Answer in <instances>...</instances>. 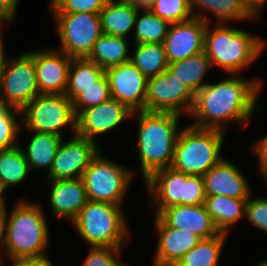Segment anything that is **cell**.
<instances>
[{"mask_svg": "<svg viewBox=\"0 0 267 266\" xmlns=\"http://www.w3.org/2000/svg\"><path fill=\"white\" fill-rule=\"evenodd\" d=\"M230 76L217 83L208 82L195 93L188 115L195 121L190 125L226 132L228 123L235 122L245 127L252 114L261 111L259 107L262 105H258L257 100L263 86L262 80L256 77L245 80L239 74Z\"/></svg>", "mask_w": 267, "mask_h": 266, "instance_id": "obj_1", "label": "cell"}, {"mask_svg": "<svg viewBox=\"0 0 267 266\" xmlns=\"http://www.w3.org/2000/svg\"><path fill=\"white\" fill-rule=\"evenodd\" d=\"M138 123L137 150L143 180L154 171L170 167L174 149L182 128L180 114L172 112H133L131 119Z\"/></svg>", "mask_w": 267, "mask_h": 266, "instance_id": "obj_2", "label": "cell"}, {"mask_svg": "<svg viewBox=\"0 0 267 266\" xmlns=\"http://www.w3.org/2000/svg\"><path fill=\"white\" fill-rule=\"evenodd\" d=\"M208 23L204 34V51L212 68L230 74H240L257 60L266 46L264 39L227 23Z\"/></svg>", "mask_w": 267, "mask_h": 266, "instance_id": "obj_3", "label": "cell"}, {"mask_svg": "<svg viewBox=\"0 0 267 266\" xmlns=\"http://www.w3.org/2000/svg\"><path fill=\"white\" fill-rule=\"evenodd\" d=\"M38 202L20 199L7 218L6 257L9 259H47L49 228Z\"/></svg>", "mask_w": 267, "mask_h": 266, "instance_id": "obj_4", "label": "cell"}, {"mask_svg": "<svg viewBox=\"0 0 267 266\" xmlns=\"http://www.w3.org/2000/svg\"><path fill=\"white\" fill-rule=\"evenodd\" d=\"M121 206L89 200L71 223L89 247L122 248L130 232Z\"/></svg>", "mask_w": 267, "mask_h": 266, "instance_id": "obj_5", "label": "cell"}, {"mask_svg": "<svg viewBox=\"0 0 267 266\" xmlns=\"http://www.w3.org/2000/svg\"><path fill=\"white\" fill-rule=\"evenodd\" d=\"M225 131L184 126L178 136L171 168L187 175L203 176L224 157Z\"/></svg>", "mask_w": 267, "mask_h": 266, "instance_id": "obj_6", "label": "cell"}, {"mask_svg": "<svg viewBox=\"0 0 267 266\" xmlns=\"http://www.w3.org/2000/svg\"><path fill=\"white\" fill-rule=\"evenodd\" d=\"M144 184L150 205L156 208L155 215L170 206L201 205L205 202L203 176L187 175L167 167L154 171Z\"/></svg>", "mask_w": 267, "mask_h": 266, "instance_id": "obj_7", "label": "cell"}, {"mask_svg": "<svg viewBox=\"0 0 267 266\" xmlns=\"http://www.w3.org/2000/svg\"><path fill=\"white\" fill-rule=\"evenodd\" d=\"M102 154L100 150L81 176L88 200L122 205L135 170Z\"/></svg>", "mask_w": 267, "mask_h": 266, "instance_id": "obj_8", "label": "cell"}, {"mask_svg": "<svg viewBox=\"0 0 267 266\" xmlns=\"http://www.w3.org/2000/svg\"><path fill=\"white\" fill-rule=\"evenodd\" d=\"M22 127L28 131L52 133L63 137L62 130L70 127L76 134L72 101L65 94H39L22 110Z\"/></svg>", "mask_w": 267, "mask_h": 266, "instance_id": "obj_9", "label": "cell"}, {"mask_svg": "<svg viewBox=\"0 0 267 266\" xmlns=\"http://www.w3.org/2000/svg\"><path fill=\"white\" fill-rule=\"evenodd\" d=\"M61 49L71 58H87L103 34L99 13H52Z\"/></svg>", "mask_w": 267, "mask_h": 266, "instance_id": "obj_10", "label": "cell"}, {"mask_svg": "<svg viewBox=\"0 0 267 266\" xmlns=\"http://www.w3.org/2000/svg\"><path fill=\"white\" fill-rule=\"evenodd\" d=\"M39 94L34 51L7 59L0 83V101L7 107L22 110Z\"/></svg>", "mask_w": 267, "mask_h": 266, "instance_id": "obj_11", "label": "cell"}, {"mask_svg": "<svg viewBox=\"0 0 267 266\" xmlns=\"http://www.w3.org/2000/svg\"><path fill=\"white\" fill-rule=\"evenodd\" d=\"M194 93L167 67L161 74L148 78L145 111L190 114Z\"/></svg>", "mask_w": 267, "mask_h": 266, "instance_id": "obj_12", "label": "cell"}, {"mask_svg": "<svg viewBox=\"0 0 267 266\" xmlns=\"http://www.w3.org/2000/svg\"><path fill=\"white\" fill-rule=\"evenodd\" d=\"M100 144L77 134L59 144L56 157L46 178L48 181L58 179H75L82 176L84 170L99 153Z\"/></svg>", "mask_w": 267, "mask_h": 266, "instance_id": "obj_13", "label": "cell"}, {"mask_svg": "<svg viewBox=\"0 0 267 266\" xmlns=\"http://www.w3.org/2000/svg\"><path fill=\"white\" fill-rule=\"evenodd\" d=\"M112 99L124 104L130 111H145L147 78L131 62L105 70Z\"/></svg>", "mask_w": 267, "mask_h": 266, "instance_id": "obj_14", "label": "cell"}, {"mask_svg": "<svg viewBox=\"0 0 267 266\" xmlns=\"http://www.w3.org/2000/svg\"><path fill=\"white\" fill-rule=\"evenodd\" d=\"M132 113L124 104L111 98L84 109L77 115L76 134L98 142L96 136L115 129L124 120L131 118Z\"/></svg>", "mask_w": 267, "mask_h": 266, "instance_id": "obj_15", "label": "cell"}, {"mask_svg": "<svg viewBox=\"0 0 267 266\" xmlns=\"http://www.w3.org/2000/svg\"><path fill=\"white\" fill-rule=\"evenodd\" d=\"M207 24L195 17L171 23L163 41L168 63L184 60L203 51Z\"/></svg>", "mask_w": 267, "mask_h": 266, "instance_id": "obj_16", "label": "cell"}, {"mask_svg": "<svg viewBox=\"0 0 267 266\" xmlns=\"http://www.w3.org/2000/svg\"><path fill=\"white\" fill-rule=\"evenodd\" d=\"M72 58L59 49L34 51L40 94H64Z\"/></svg>", "mask_w": 267, "mask_h": 266, "instance_id": "obj_17", "label": "cell"}, {"mask_svg": "<svg viewBox=\"0 0 267 266\" xmlns=\"http://www.w3.org/2000/svg\"><path fill=\"white\" fill-rule=\"evenodd\" d=\"M154 228L158 242L152 266H175L202 240L193 232L169 227L157 215H155Z\"/></svg>", "mask_w": 267, "mask_h": 266, "instance_id": "obj_18", "label": "cell"}, {"mask_svg": "<svg viewBox=\"0 0 267 266\" xmlns=\"http://www.w3.org/2000/svg\"><path fill=\"white\" fill-rule=\"evenodd\" d=\"M241 172L231 161L223 158L203 175L206 196L221 195L248 199L253 191Z\"/></svg>", "mask_w": 267, "mask_h": 266, "instance_id": "obj_19", "label": "cell"}, {"mask_svg": "<svg viewBox=\"0 0 267 266\" xmlns=\"http://www.w3.org/2000/svg\"><path fill=\"white\" fill-rule=\"evenodd\" d=\"M157 216L169 227L193 232L201 239H208L220 233L204 204L170 206Z\"/></svg>", "mask_w": 267, "mask_h": 266, "instance_id": "obj_20", "label": "cell"}, {"mask_svg": "<svg viewBox=\"0 0 267 266\" xmlns=\"http://www.w3.org/2000/svg\"><path fill=\"white\" fill-rule=\"evenodd\" d=\"M51 211L56 218H67L71 222L87 204L88 197L81 177L48 181Z\"/></svg>", "mask_w": 267, "mask_h": 266, "instance_id": "obj_21", "label": "cell"}, {"mask_svg": "<svg viewBox=\"0 0 267 266\" xmlns=\"http://www.w3.org/2000/svg\"><path fill=\"white\" fill-rule=\"evenodd\" d=\"M189 6L192 16L206 23L210 20L202 10L213 14L217 23L254 20L260 14L248 0H189ZM196 9L199 11H194Z\"/></svg>", "mask_w": 267, "mask_h": 266, "instance_id": "obj_22", "label": "cell"}, {"mask_svg": "<svg viewBox=\"0 0 267 266\" xmlns=\"http://www.w3.org/2000/svg\"><path fill=\"white\" fill-rule=\"evenodd\" d=\"M248 199L211 195L206 196L204 205L216 228L223 233H230L241 218H245Z\"/></svg>", "mask_w": 267, "mask_h": 266, "instance_id": "obj_23", "label": "cell"}, {"mask_svg": "<svg viewBox=\"0 0 267 266\" xmlns=\"http://www.w3.org/2000/svg\"><path fill=\"white\" fill-rule=\"evenodd\" d=\"M138 10L122 0H109L99 12L102 32L126 38L135 26Z\"/></svg>", "mask_w": 267, "mask_h": 266, "instance_id": "obj_24", "label": "cell"}, {"mask_svg": "<svg viewBox=\"0 0 267 266\" xmlns=\"http://www.w3.org/2000/svg\"><path fill=\"white\" fill-rule=\"evenodd\" d=\"M32 132V133H31ZM33 134L23 152L30 170H47L49 173L63 137L52 133L30 131ZM25 149V150H24Z\"/></svg>", "mask_w": 267, "mask_h": 266, "instance_id": "obj_25", "label": "cell"}, {"mask_svg": "<svg viewBox=\"0 0 267 266\" xmlns=\"http://www.w3.org/2000/svg\"><path fill=\"white\" fill-rule=\"evenodd\" d=\"M127 38L102 34L94 43L88 60L106 70L131 60Z\"/></svg>", "mask_w": 267, "mask_h": 266, "instance_id": "obj_26", "label": "cell"}, {"mask_svg": "<svg viewBox=\"0 0 267 266\" xmlns=\"http://www.w3.org/2000/svg\"><path fill=\"white\" fill-rule=\"evenodd\" d=\"M168 68L195 94L208 84L203 79L212 66L203 50L184 60L169 63Z\"/></svg>", "mask_w": 267, "mask_h": 266, "instance_id": "obj_27", "label": "cell"}, {"mask_svg": "<svg viewBox=\"0 0 267 266\" xmlns=\"http://www.w3.org/2000/svg\"><path fill=\"white\" fill-rule=\"evenodd\" d=\"M30 172L20 143L15 147L0 150V191L3 194L8 187L21 184Z\"/></svg>", "mask_w": 267, "mask_h": 266, "instance_id": "obj_28", "label": "cell"}, {"mask_svg": "<svg viewBox=\"0 0 267 266\" xmlns=\"http://www.w3.org/2000/svg\"><path fill=\"white\" fill-rule=\"evenodd\" d=\"M105 70L87 58H72L70 63L66 97L73 101L84 89L93 85Z\"/></svg>", "mask_w": 267, "mask_h": 266, "instance_id": "obj_29", "label": "cell"}, {"mask_svg": "<svg viewBox=\"0 0 267 266\" xmlns=\"http://www.w3.org/2000/svg\"><path fill=\"white\" fill-rule=\"evenodd\" d=\"M135 51L131 54V62L148 79L164 72L169 63L163 43H133Z\"/></svg>", "mask_w": 267, "mask_h": 266, "instance_id": "obj_30", "label": "cell"}, {"mask_svg": "<svg viewBox=\"0 0 267 266\" xmlns=\"http://www.w3.org/2000/svg\"><path fill=\"white\" fill-rule=\"evenodd\" d=\"M227 233L202 239L188 251L175 266H218Z\"/></svg>", "mask_w": 267, "mask_h": 266, "instance_id": "obj_31", "label": "cell"}, {"mask_svg": "<svg viewBox=\"0 0 267 266\" xmlns=\"http://www.w3.org/2000/svg\"><path fill=\"white\" fill-rule=\"evenodd\" d=\"M142 13V14H141ZM138 11L134 26V43H163L170 23L151 11Z\"/></svg>", "mask_w": 267, "mask_h": 266, "instance_id": "obj_32", "label": "cell"}, {"mask_svg": "<svg viewBox=\"0 0 267 266\" xmlns=\"http://www.w3.org/2000/svg\"><path fill=\"white\" fill-rule=\"evenodd\" d=\"M17 118L22 121V111L7 107L0 101V150L19 145L17 137L23 127L22 122L17 121Z\"/></svg>", "mask_w": 267, "mask_h": 266, "instance_id": "obj_33", "label": "cell"}, {"mask_svg": "<svg viewBox=\"0 0 267 266\" xmlns=\"http://www.w3.org/2000/svg\"><path fill=\"white\" fill-rule=\"evenodd\" d=\"M109 82L104 73L93 85L84 89L73 101V109L77 116L82 110L110 100Z\"/></svg>", "mask_w": 267, "mask_h": 266, "instance_id": "obj_34", "label": "cell"}, {"mask_svg": "<svg viewBox=\"0 0 267 266\" xmlns=\"http://www.w3.org/2000/svg\"><path fill=\"white\" fill-rule=\"evenodd\" d=\"M150 11L170 24L183 22L193 17L189 0H155Z\"/></svg>", "mask_w": 267, "mask_h": 266, "instance_id": "obj_35", "label": "cell"}, {"mask_svg": "<svg viewBox=\"0 0 267 266\" xmlns=\"http://www.w3.org/2000/svg\"><path fill=\"white\" fill-rule=\"evenodd\" d=\"M109 0H52V13H99Z\"/></svg>", "mask_w": 267, "mask_h": 266, "instance_id": "obj_36", "label": "cell"}, {"mask_svg": "<svg viewBox=\"0 0 267 266\" xmlns=\"http://www.w3.org/2000/svg\"><path fill=\"white\" fill-rule=\"evenodd\" d=\"M123 248L90 247L82 266H127L119 261Z\"/></svg>", "mask_w": 267, "mask_h": 266, "instance_id": "obj_37", "label": "cell"}, {"mask_svg": "<svg viewBox=\"0 0 267 266\" xmlns=\"http://www.w3.org/2000/svg\"><path fill=\"white\" fill-rule=\"evenodd\" d=\"M245 218L257 229L267 234V197H252L246 202Z\"/></svg>", "mask_w": 267, "mask_h": 266, "instance_id": "obj_38", "label": "cell"}, {"mask_svg": "<svg viewBox=\"0 0 267 266\" xmlns=\"http://www.w3.org/2000/svg\"><path fill=\"white\" fill-rule=\"evenodd\" d=\"M20 0H0V27L15 20ZM3 25V26H2Z\"/></svg>", "mask_w": 267, "mask_h": 266, "instance_id": "obj_39", "label": "cell"}, {"mask_svg": "<svg viewBox=\"0 0 267 266\" xmlns=\"http://www.w3.org/2000/svg\"><path fill=\"white\" fill-rule=\"evenodd\" d=\"M6 198L0 203V266L4 263V258L1 257L3 247L6 243V234H7V207H6ZM2 248V249H1Z\"/></svg>", "mask_w": 267, "mask_h": 266, "instance_id": "obj_40", "label": "cell"}, {"mask_svg": "<svg viewBox=\"0 0 267 266\" xmlns=\"http://www.w3.org/2000/svg\"><path fill=\"white\" fill-rule=\"evenodd\" d=\"M251 150L256 154L257 158H258V165H259V169L267 164V135L259 138L258 141H256Z\"/></svg>", "mask_w": 267, "mask_h": 266, "instance_id": "obj_41", "label": "cell"}, {"mask_svg": "<svg viewBox=\"0 0 267 266\" xmlns=\"http://www.w3.org/2000/svg\"><path fill=\"white\" fill-rule=\"evenodd\" d=\"M12 266H51L53 262L47 259H9Z\"/></svg>", "mask_w": 267, "mask_h": 266, "instance_id": "obj_42", "label": "cell"}, {"mask_svg": "<svg viewBox=\"0 0 267 266\" xmlns=\"http://www.w3.org/2000/svg\"><path fill=\"white\" fill-rule=\"evenodd\" d=\"M123 2L133 6L138 11H150L155 0H122Z\"/></svg>", "mask_w": 267, "mask_h": 266, "instance_id": "obj_43", "label": "cell"}, {"mask_svg": "<svg viewBox=\"0 0 267 266\" xmlns=\"http://www.w3.org/2000/svg\"><path fill=\"white\" fill-rule=\"evenodd\" d=\"M2 29L0 30V83L3 76L4 67L7 61V55L5 52V46H4V38L2 34Z\"/></svg>", "mask_w": 267, "mask_h": 266, "instance_id": "obj_44", "label": "cell"}, {"mask_svg": "<svg viewBox=\"0 0 267 266\" xmlns=\"http://www.w3.org/2000/svg\"><path fill=\"white\" fill-rule=\"evenodd\" d=\"M251 5L260 13L261 9L266 5L267 0H248Z\"/></svg>", "mask_w": 267, "mask_h": 266, "instance_id": "obj_45", "label": "cell"}, {"mask_svg": "<svg viewBox=\"0 0 267 266\" xmlns=\"http://www.w3.org/2000/svg\"><path fill=\"white\" fill-rule=\"evenodd\" d=\"M260 173H261L262 176L264 177L263 180H264V182H265L266 185H267V164L264 165V166H262V167L260 168Z\"/></svg>", "mask_w": 267, "mask_h": 266, "instance_id": "obj_46", "label": "cell"}, {"mask_svg": "<svg viewBox=\"0 0 267 266\" xmlns=\"http://www.w3.org/2000/svg\"><path fill=\"white\" fill-rule=\"evenodd\" d=\"M256 266H267V259L257 263Z\"/></svg>", "mask_w": 267, "mask_h": 266, "instance_id": "obj_47", "label": "cell"}, {"mask_svg": "<svg viewBox=\"0 0 267 266\" xmlns=\"http://www.w3.org/2000/svg\"><path fill=\"white\" fill-rule=\"evenodd\" d=\"M6 194H3L1 191H0V203L5 199V196Z\"/></svg>", "mask_w": 267, "mask_h": 266, "instance_id": "obj_48", "label": "cell"}]
</instances>
